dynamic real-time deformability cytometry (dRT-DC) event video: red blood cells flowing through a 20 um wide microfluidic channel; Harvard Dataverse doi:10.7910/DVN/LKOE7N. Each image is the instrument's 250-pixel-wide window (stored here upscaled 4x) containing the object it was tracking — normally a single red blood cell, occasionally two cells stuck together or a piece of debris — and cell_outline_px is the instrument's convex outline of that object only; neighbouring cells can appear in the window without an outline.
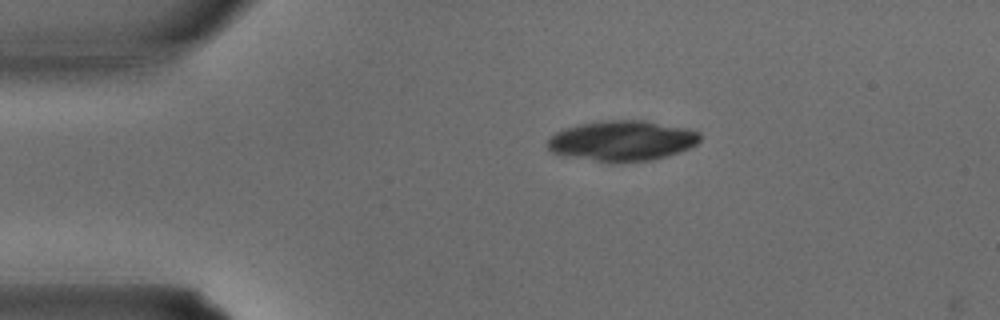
{"species": "common noctule bat (a hibernating species)", "species_latin": "Nyctalus noctula", "temperature_condition": "warm", "stored_images_in_passage": 15, "camera_frame_rate_fps": 3000, "um_per_image_px": 0.085, "animal": {"sex": "male", "body_mass_g": 15.6}, "frame": {"image": 1, "passage_image": 1, "time_ms": 0.0, "image_size_px": [1000, 320], "cell_outline_px": [[700, 140], [692, 148], [668, 156], [652, 160], [596, 160], [564, 156], [552, 152], [548, 148], [548, 140], [556, 132], [564, 128], [580, 124], [600, 120], [644, 120], [684, 128], [700, 132]], "centroid_in_image_um": [52.9, 11.94], "position_along_channel_um": 32.1, "area_um2": 35.32}}